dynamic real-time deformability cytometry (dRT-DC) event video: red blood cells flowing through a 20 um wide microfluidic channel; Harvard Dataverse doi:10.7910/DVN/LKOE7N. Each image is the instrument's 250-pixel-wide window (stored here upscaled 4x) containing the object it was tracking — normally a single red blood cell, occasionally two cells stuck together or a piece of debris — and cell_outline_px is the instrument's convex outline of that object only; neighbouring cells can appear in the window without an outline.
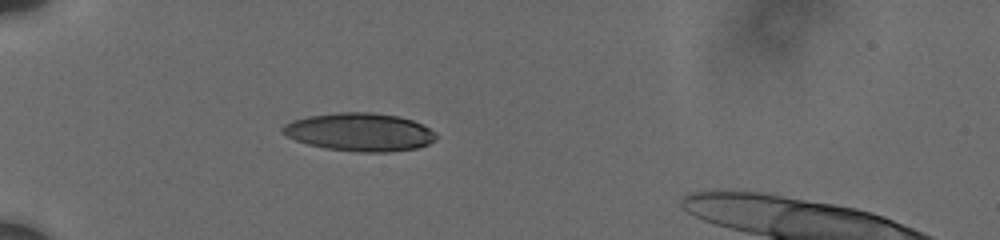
{"species": "human", "species_latin": "Homo sapiens", "temperature_condition": "cold", "stored_images_in_passage": 11, "camera_frame_rate_fps": 3000, "um_per_image_px": 0.085, "donor": {"sex": "male"}, "frame": {"image": 1, "passage_image": 1, "time_ms": 0.0, "image_size_px": [1000, 240], "cell_outline_px": [[436, 140], [428, 144], [416, 148], [388, 152], [360, 152], [328, 148], [308, 144], [296, 140], [280, 132], [280, 128], [284, 124], [292, 120], [308, 116], [340, 112], [368, 112], [396, 116], [412, 120], [436, 132]], "centroid_in_image_um": [30.56, 11.22], "position_along_channel_um": 54.4, "area_um2": 33.87}}
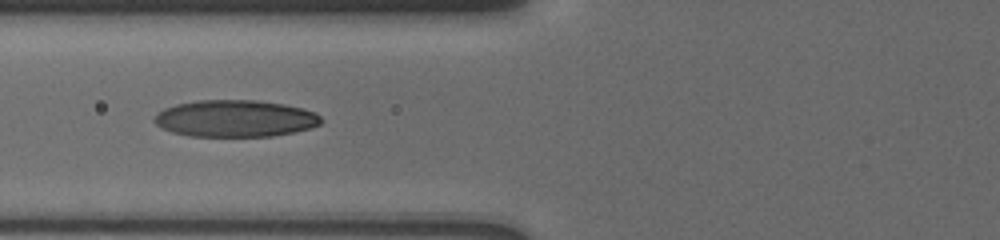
{"frame": {"image": 2, "passage_image": 7, "time_ms": 2.0, "image_size_px": [1000, 240], "cell_outline_px": [[320, 124], [308, 128], [292, 132], [272, 136], [188, 136], [172, 132], [156, 124], [152, 120], [164, 108], [176, 104], [196, 100], [256, 100], [284, 104], [304, 108], [316, 112], [320, 116]], "centroid_in_image_um": [19.99, 10.06], "position_along_channel_um": 105.8, "area_um2": 35.72}}
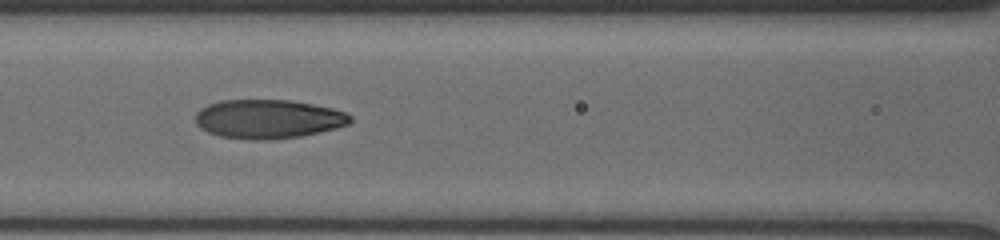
{"frame": {"image": 3, "passage_image": 10, "time_ms": 3.0, "image_size_px": [1000, 240], "cell_outline_px": [[352, 120], [348, 124], [336, 128], [300, 136], [268, 140], [252, 140], [220, 136], [208, 132], [200, 128], [196, 124], [196, 112], [200, 108], [208, 104], [220, 100], [288, 100], [312, 104], [332, 108], [344, 112], [352, 116]], "centroid_in_image_um": [22.77, 10.11], "position_along_channel_um": 143.8, "area_um2": 35.14}}